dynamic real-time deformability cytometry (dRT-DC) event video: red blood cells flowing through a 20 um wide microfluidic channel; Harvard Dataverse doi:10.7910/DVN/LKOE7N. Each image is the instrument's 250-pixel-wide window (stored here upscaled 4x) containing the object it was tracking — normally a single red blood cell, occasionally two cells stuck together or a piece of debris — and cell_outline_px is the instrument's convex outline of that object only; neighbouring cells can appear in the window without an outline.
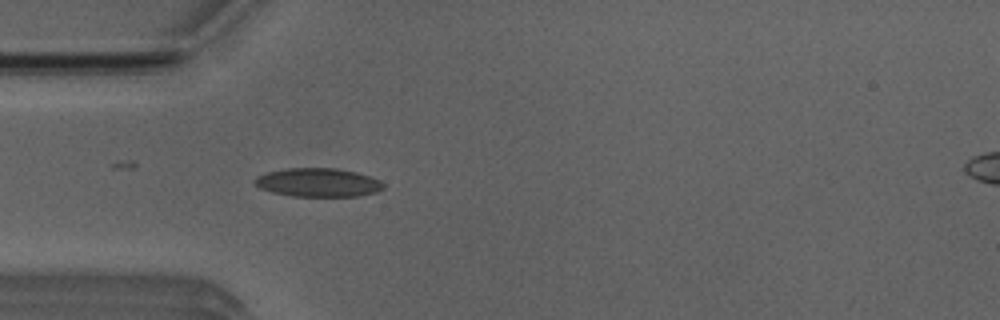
{"species": "Egyptian fruit bat (a non-hibernating species)", "species_latin": "Rousettus aegyptiacus", "temperature_condition": "room temperature", "stored_images_in_passage": 5, "camera_frame_rate_fps": 3000, "um_per_image_px": 0.085, "animal": {"sex": "male"}, "frame": {"image": 1, "passage_image": 4, "time_ms": 4.333, "image_size_px": [1000, 320], "cell_outline_px": [[384, 188], [376, 192], [356, 196], [292, 196], [272, 192], [260, 188], [252, 184], [252, 180], [256, 176], [268, 172], [288, 168], [336, 168], [356, 172], [380, 180], [384, 184]], "centroid_in_image_um": [27.0, 15.51], "position_along_channel_um": 58.0, "area_um2": 21.5}}